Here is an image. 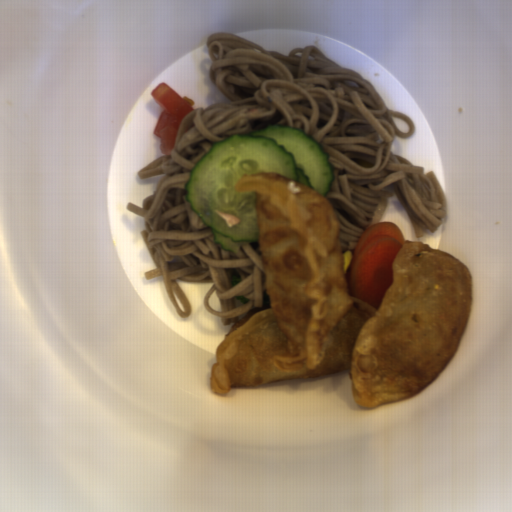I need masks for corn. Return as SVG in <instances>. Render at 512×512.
<instances>
[{
	"mask_svg": "<svg viewBox=\"0 0 512 512\" xmlns=\"http://www.w3.org/2000/svg\"><path fill=\"white\" fill-rule=\"evenodd\" d=\"M352 254H353L352 251L341 252L346 279H347L348 272H349Z\"/></svg>",
	"mask_w": 512,
	"mask_h": 512,
	"instance_id": "51d56268",
	"label": "corn"
}]
</instances>
